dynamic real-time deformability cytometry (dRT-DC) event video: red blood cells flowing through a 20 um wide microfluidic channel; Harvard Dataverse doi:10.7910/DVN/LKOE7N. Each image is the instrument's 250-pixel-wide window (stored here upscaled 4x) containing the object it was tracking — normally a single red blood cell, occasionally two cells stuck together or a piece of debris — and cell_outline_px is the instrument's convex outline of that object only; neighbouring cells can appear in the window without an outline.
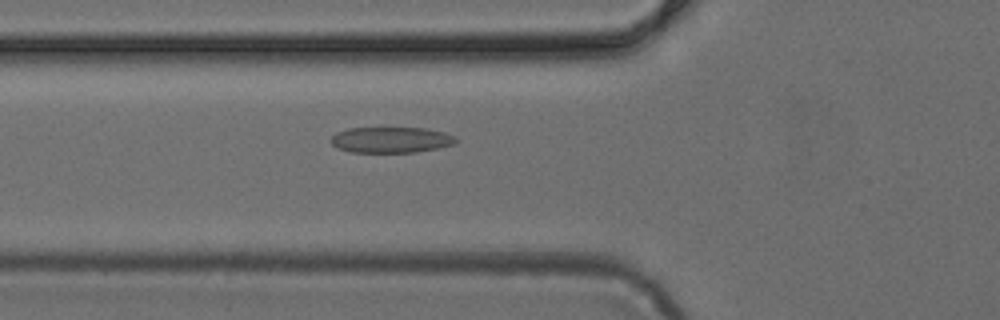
{"species": "common noctule bat (a hibernating species)", "species_latin": "Nyctalus noctula", "temperature_condition": "cold", "stored_images_in_passage": 14, "camera_frame_rate_fps": 3000, "um_per_image_px": 0.085, "animal": {"sex": "female", "body_mass_g": 24.6, "forearm_length_mm": 56.2}, "frame": {"image": 1, "passage_image": 7, "time_ms": 2.0, "image_size_px": [1000, 320], "cell_outline_px": [[456, 140], [452, 144], [436, 148], [416, 152], [352, 152], [340, 148], [332, 144], [332, 136], [336, 132], [348, 128], [424, 128], [444, 132], [456, 136]], "centroid_in_image_um": [33.23, 11.88], "position_along_channel_um": 92.6, "area_um2": 18.55}}
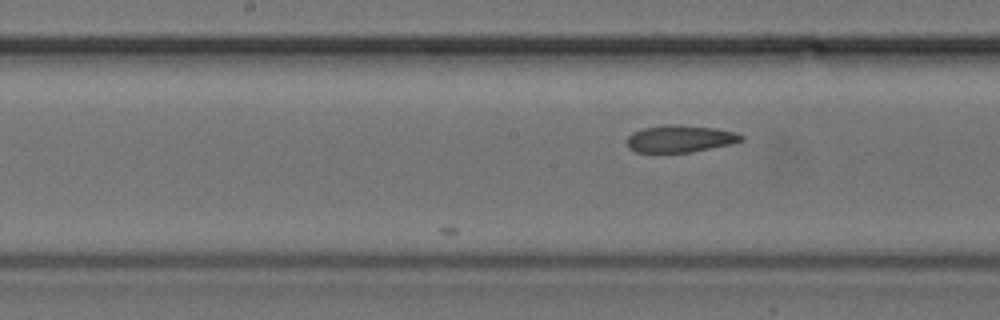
{"frame": {"image": 2, "passage_image": 14, "time_ms": 4.333, "image_size_px": [1000, 320], "cell_outline_px": [[744, 140], [732, 144], [692, 152], [636, 152], [628, 148], [628, 136], [632, 132], [644, 128], [668, 124], [680, 124], [716, 128], [736, 132], [744, 136]], "centroid_in_image_um": [57.84, 11.78], "position_along_channel_um": 190.4, "area_um2": 18.21}}